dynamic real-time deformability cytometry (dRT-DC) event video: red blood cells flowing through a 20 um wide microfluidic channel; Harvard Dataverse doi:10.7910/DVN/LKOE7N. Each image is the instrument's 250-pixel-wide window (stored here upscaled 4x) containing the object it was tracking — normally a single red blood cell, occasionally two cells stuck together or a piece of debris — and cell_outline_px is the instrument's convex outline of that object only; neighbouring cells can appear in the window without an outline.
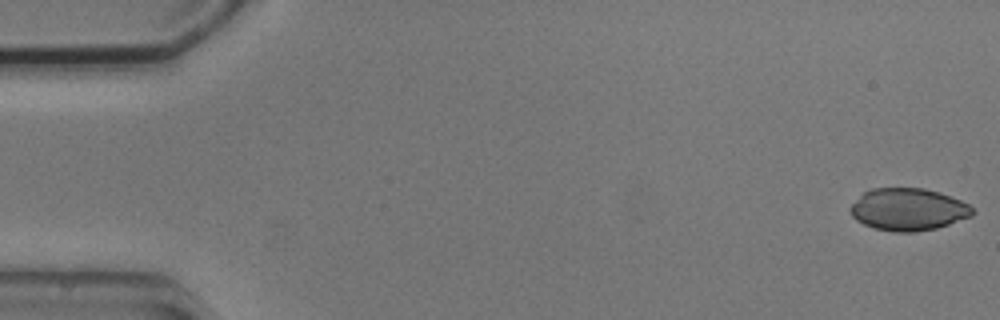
{"species": "common noctule bat (a hibernating species)", "species_latin": "Nyctalus noctula", "temperature_condition": "cold", "stored_images_in_passage": 5, "camera_frame_rate_fps": 3000, "um_per_image_px": 0.085, "animal": {"sex": "male", "body_mass_g": 20.5, "forearm_length_mm": 52.5}, "frame": {"image": 1, "passage_image": 1, "time_ms": 0.0, "image_size_px": [1000, 320], "cell_outline_px": [[976, 212], [972, 216], [936, 228], [916, 232], [892, 232], [872, 228], [856, 220], [852, 216], [848, 208], [864, 192], [872, 188], [924, 188], [940, 192], [960, 200], [968, 204]], "centroid_in_image_um": [77.19, 17.8], "position_along_channel_um": 7.8, "area_um2": 30.23}}